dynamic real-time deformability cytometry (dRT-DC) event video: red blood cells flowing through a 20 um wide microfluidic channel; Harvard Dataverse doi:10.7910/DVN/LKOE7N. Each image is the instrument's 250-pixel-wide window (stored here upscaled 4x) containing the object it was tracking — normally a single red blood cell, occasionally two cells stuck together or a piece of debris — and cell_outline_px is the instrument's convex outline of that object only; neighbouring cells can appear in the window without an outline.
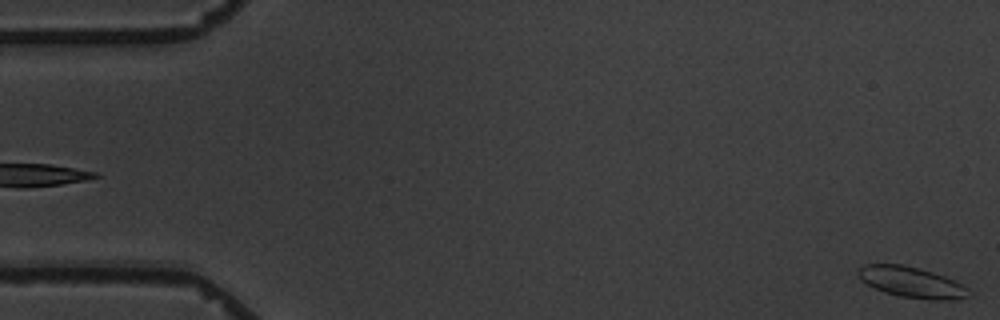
{"species": "common noctule bat (a hibernating species)", "species_latin": "Nyctalus noctula", "temperature_condition": "warm", "stored_images_in_passage": 6, "camera_frame_rate_fps": 3000, "um_per_image_px": 0.085, "animal": {"sex": "male", "body_mass_g": 19.5, "forearm_length_mm": 54.6}, "frame": {"image": 1, "passage_image": 6, "time_ms": 5.667, "image_size_px": [1000, 320], "cell_outline_px": [[972, 296], [956, 300], [936, 300], [900, 296], [884, 292], [860, 280], [856, 272], [856, 268], [864, 264], [904, 264], [932, 272], [944, 276], [968, 288]], "centroid_in_image_um": [77.46, 23.98], "position_along_channel_um": 7.5, "area_um2": 19.88}}